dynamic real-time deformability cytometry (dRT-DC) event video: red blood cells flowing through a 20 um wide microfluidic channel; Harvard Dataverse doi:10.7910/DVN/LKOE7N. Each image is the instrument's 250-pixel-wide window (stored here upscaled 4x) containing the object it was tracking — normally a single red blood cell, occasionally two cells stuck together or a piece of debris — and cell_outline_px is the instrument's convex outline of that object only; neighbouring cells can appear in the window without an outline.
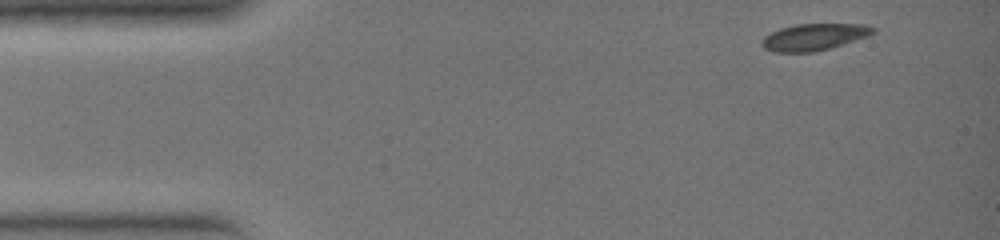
{"species": "common noctule bat (a hibernating species)", "species_latin": "Nyctalus noctula", "temperature_condition": "warm", "stored_images_in_passage": 30, "camera_frame_rate_fps": 3000, "um_per_image_px": 0.085, "animal": {"sex": "female", "body_mass_g": 19.0, "forearm_length_mm": 51.5}, "frame": {"image": 1, "passage_image": 1, "time_ms": 0.0, "image_size_px": [1000, 240], "cell_outline_px": [[876, 32], [868, 36], [828, 48], [812, 52], [772, 52], [764, 48], [760, 44], [760, 40], [764, 36], [780, 28], [796, 24], [864, 24], [876, 28]], "centroid_in_image_um": [69.16, 3.14], "position_along_channel_um": 15.8, "area_um2": 17.28}}
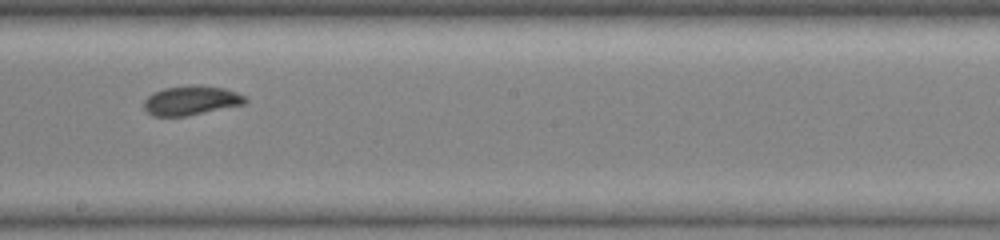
{"frame": {"image": 2, "passage_image": 18, "time_ms": 5.667, "image_size_px": [1000, 240], "cell_outline_px": [[248, 100], [244, 104], [188, 116], [152, 116], [144, 108], [144, 100], [152, 92], [164, 88], [192, 84], [200, 84], [224, 88], [236, 92], [244, 96]], "centroid_in_image_um": [16.23, 8.53], "position_along_channel_um": 232.0, "area_um2": 17.51}}
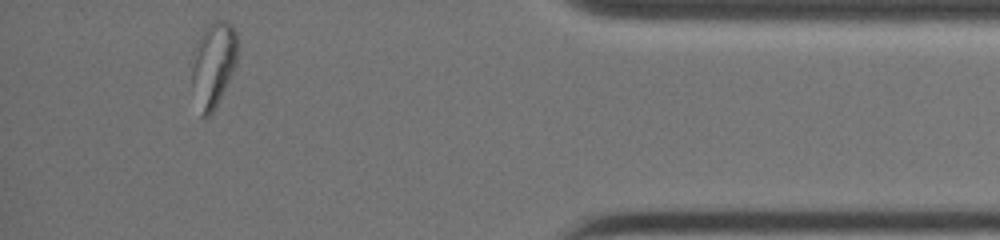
{"frame": {"image": 3, "passage_image": 30, "time_ms": 9.667, "image_size_px": [1000, 240], "cell_outline_px": [[236, 64], [212, 112], [204, 120], [200, 116], [192, 84], [192, 68], [196, 44], [200, 36], [208, 24], [216, 20], [224, 20], [232, 24], [236, 32]], "centroid_in_image_um": [18.12, 5.46], "position_along_channel_um": 417.1, "area_um2": 22.14}}